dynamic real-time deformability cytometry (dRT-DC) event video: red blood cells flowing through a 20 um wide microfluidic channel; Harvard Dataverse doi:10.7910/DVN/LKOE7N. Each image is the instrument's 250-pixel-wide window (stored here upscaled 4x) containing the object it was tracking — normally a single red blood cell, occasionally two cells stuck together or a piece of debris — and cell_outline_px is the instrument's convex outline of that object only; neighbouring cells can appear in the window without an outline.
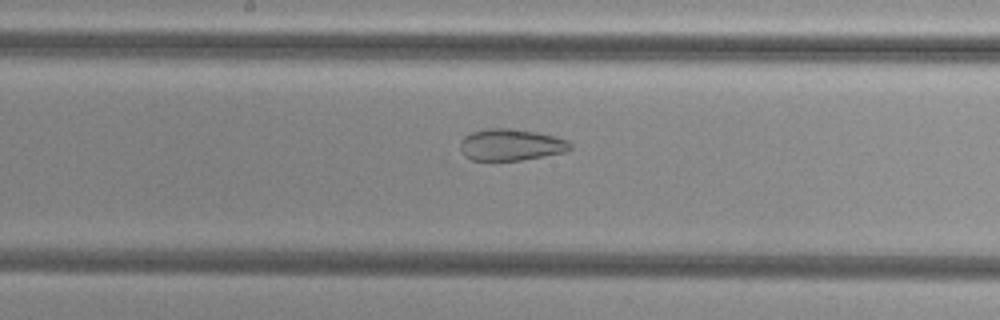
{"species": "common noctule bat (a hibernating species)", "species_latin": "Nyctalus noctula", "temperature_condition": "cold", "stored_images_in_passage": 55, "camera_frame_rate_fps": 3000, "um_per_image_px": 0.085, "animal": {"sex": "female", "body_mass_g": 29.2, "forearm_length_mm": 56.3}, "frame": {"image": 1, "passage_image": 30, "time_ms": 9.667, "image_size_px": [1000, 320], "cell_outline_px": [[572, 148], [568, 152], [520, 160], [472, 160], [464, 156], [460, 148], [460, 140], [464, 136], [472, 132], [484, 128], [508, 128], [536, 132], [568, 140], [572, 144]], "centroid_in_image_um": [43.42, 12.3], "position_along_channel_um": 204.8, "area_um2": 20.4}}
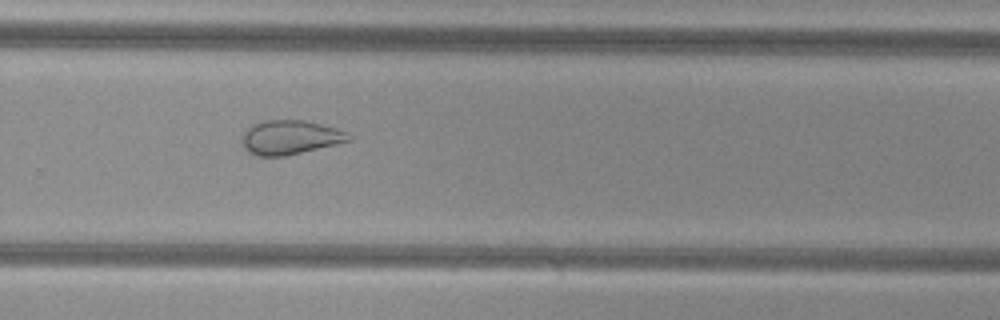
{"frame": {"image": 2, "passage_image": 38, "time_ms": 12.333, "image_size_px": [1000, 320], "cell_outline_px": [[352, 140], [336, 144], [284, 156], [256, 156], [248, 152], [244, 148], [244, 132], [252, 124], [264, 120], [304, 120], [336, 128], [348, 132], [352, 136]], "centroid_in_image_um": [24.68, 11.67], "position_along_channel_um": 305.1, "area_um2": 21.1}}
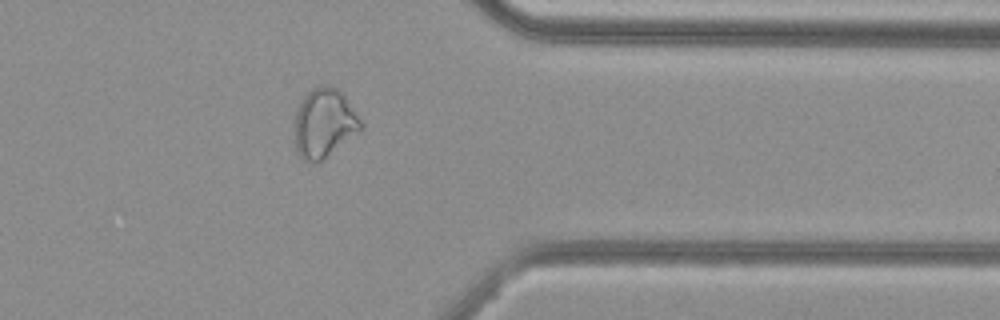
{"frame": {"image": 3, "passage_image": 45, "time_ms": 14.667, "image_size_px": [1000, 320], "cell_outline_px": [[364, 128], [360, 132], [324, 160], [312, 164], [304, 160], [296, 152], [296, 112], [304, 96], [312, 88], [320, 84], [324, 84], [336, 88], [344, 96], [356, 112], [364, 124]], "centroid_in_image_um": [27.59, 10.5], "position_along_channel_um": 383.8, "area_um2": 26.82}, "authors_computed_cell_mechanics": {"area_um2": 28.6688, "velocity_mm_per_s": 3.7717, "shape_relaxation_time_tau1_ms": null, "shape_relaxation_time_tau2_ms": 2.2274, "deformation_change_tau1": null, "deformation_change_tau2": 0.0959}}